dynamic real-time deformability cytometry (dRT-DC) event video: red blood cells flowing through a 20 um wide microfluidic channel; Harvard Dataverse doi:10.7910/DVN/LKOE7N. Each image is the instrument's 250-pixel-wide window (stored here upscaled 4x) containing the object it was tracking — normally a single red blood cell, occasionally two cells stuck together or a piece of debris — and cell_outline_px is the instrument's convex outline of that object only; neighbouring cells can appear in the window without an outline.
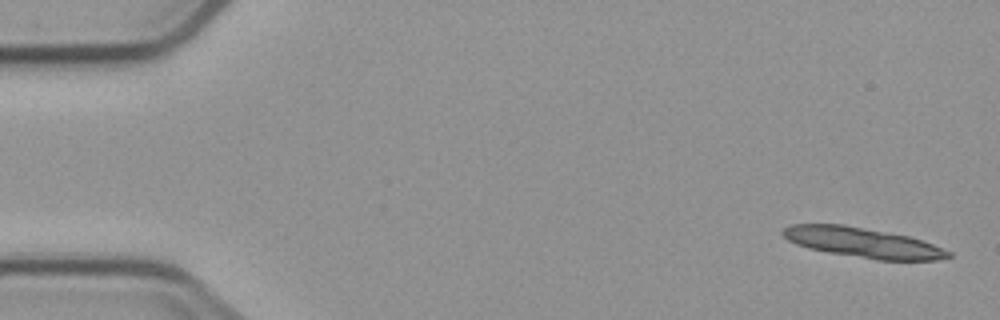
{"species": "common noctule bat (a hibernating species)", "species_latin": "Nyctalus noctula", "temperature_condition": "cold", "stored_images_in_passage": 6, "camera_frame_rate_fps": 3000, "um_per_image_px": 0.085, "animal": {"sex": "male", "body_mass_g": 23.1, "forearm_length_mm": 52.7}, "frame": {"image": 1, "passage_image": 1, "time_ms": 0.0, "image_size_px": [1000, 320], "cell_outline_px": [[952, 256], [936, 260], [880, 260], [828, 252], [808, 248], [796, 244], [788, 240], [780, 232], [784, 228], [792, 224], [844, 224], [908, 236], [932, 244], [952, 252]], "centroid_in_image_um": [73.31, 20.61], "position_along_channel_um": 11.7, "area_um2": 28.61}}
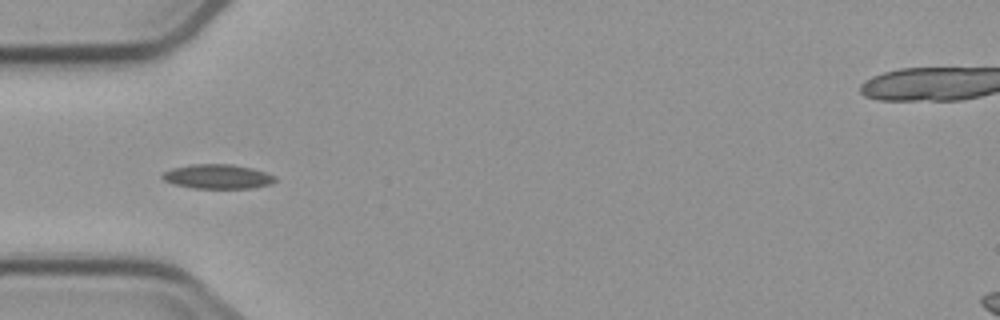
{"frame": {"image": 2, "passage_image": 5, "time_ms": 5.333, "image_size_px": [1000, 320], "cell_outline_px": [[276, 180], [272, 184], [252, 188], [192, 188], [176, 184], [164, 180], [160, 176], [164, 172], [172, 168], [192, 164], [232, 164], [252, 168], [276, 176]], "centroid_in_image_um": [18.52, 15.0], "position_along_channel_um": 66.5, "area_um2": 16.01}}
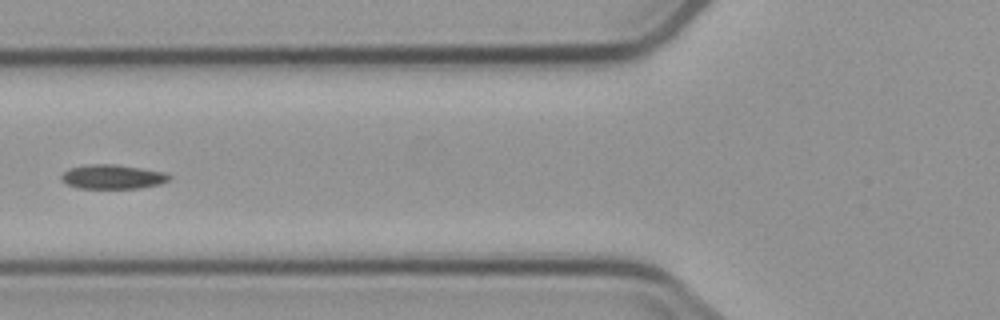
{"frame": {"image": 3, "passage_image": 6, "time_ms": 6.667, "image_size_px": [1000, 320], "cell_outline_px": [[172, 180], [160, 184], [140, 188], [76, 188], [60, 180], [60, 176], [68, 168], [84, 164], [116, 164], [164, 172], [172, 176]], "centroid_in_image_um": [9.56, 15.02], "position_along_channel_um": 116.2, "area_um2": 15.49}}